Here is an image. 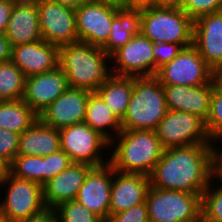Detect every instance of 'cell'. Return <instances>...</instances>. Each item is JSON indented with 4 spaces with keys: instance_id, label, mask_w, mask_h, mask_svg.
Segmentation results:
<instances>
[{
    "instance_id": "cell-1",
    "label": "cell",
    "mask_w": 222,
    "mask_h": 222,
    "mask_svg": "<svg viewBox=\"0 0 222 222\" xmlns=\"http://www.w3.org/2000/svg\"><path fill=\"white\" fill-rule=\"evenodd\" d=\"M150 186L202 194L213 177L212 145L194 144L164 149L149 175Z\"/></svg>"
},
{
    "instance_id": "cell-2",
    "label": "cell",
    "mask_w": 222,
    "mask_h": 222,
    "mask_svg": "<svg viewBox=\"0 0 222 222\" xmlns=\"http://www.w3.org/2000/svg\"><path fill=\"white\" fill-rule=\"evenodd\" d=\"M110 150L109 163L116 172L149 176L164 148L155 131L122 130L110 142Z\"/></svg>"
},
{
    "instance_id": "cell-3",
    "label": "cell",
    "mask_w": 222,
    "mask_h": 222,
    "mask_svg": "<svg viewBox=\"0 0 222 222\" xmlns=\"http://www.w3.org/2000/svg\"><path fill=\"white\" fill-rule=\"evenodd\" d=\"M59 66L66 74L69 87L92 92L112 75L106 52L80 41L59 47Z\"/></svg>"
},
{
    "instance_id": "cell-4",
    "label": "cell",
    "mask_w": 222,
    "mask_h": 222,
    "mask_svg": "<svg viewBox=\"0 0 222 222\" xmlns=\"http://www.w3.org/2000/svg\"><path fill=\"white\" fill-rule=\"evenodd\" d=\"M167 112L165 91L159 79L155 75L133 77V92L121 120L122 130L155 131Z\"/></svg>"
},
{
    "instance_id": "cell-5",
    "label": "cell",
    "mask_w": 222,
    "mask_h": 222,
    "mask_svg": "<svg viewBox=\"0 0 222 222\" xmlns=\"http://www.w3.org/2000/svg\"><path fill=\"white\" fill-rule=\"evenodd\" d=\"M194 21L179 6H141L140 32L154 43L193 45Z\"/></svg>"
},
{
    "instance_id": "cell-6",
    "label": "cell",
    "mask_w": 222,
    "mask_h": 222,
    "mask_svg": "<svg viewBox=\"0 0 222 222\" xmlns=\"http://www.w3.org/2000/svg\"><path fill=\"white\" fill-rule=\"evenodd\" d=\"M0 187L6 188L4 199L0 200V215L8 222L24 221L46 208L43 186L39 183L17 178L6 171L0 178Z\"/></svg>"
},
{
    "instance_id": "cell-7",
    "label": "cell",
    "mask_w": 222,
    "mask_h": 222,
    "mask_svg": "<svg viewBox=\"0 0 222 222\" xmlns=\"http://www.w3.org/2000/svg\"><path fill=\"white\" fill-rule=\"evenodd\" d=\"M149 222H182L201 214V194L149 187L146 194Z\"/></svg>"
},
{
    "instance_id": "cell-8",
    "label": "cell",
    "mask_w": 222,
    "mask_h": 222,
    "mask_svg": "<svg viewBox=\"0 0 222 222\" xmlns=\"http://www.w3.org/2000/svg\"><path fill=\"white\" fill-rule=\"evenodd\" d=\"M59 135L61 150L68 154L72 162L85 163L92 167L109 162L105 152H108L110 142L85 122L63 127L59 129Z\"/></svg>"
},
{
    "instance_id": "cell-9",
    "label": "cell",
    "mask_w": 222,
    "mask_h": 222,
    "mask_svg": "<svg viewBox=\"0 0 222 222\" xmlns=\"http://www.w3.org/2000/svg\"><path fill=\"white\" fill-rule=\"evenodd\" d=\"M164 149L194 144H211L205 121L195 114L168 110L156 130Z\"/></svg>"
},
{
    "instance_id": "cell-10",
    "label": "cell",
    "mask_w": 222,
    "mask_h": 222,
    "mask_svg": "<svg viewBox=\"0 0 222 222\" xmlns=\"http://www.w3.org/2000/svg\"><path fill=\"white\" fill-rule=\"evenodd\" d=\"M214 70L191 45L183 48L169 63L158 69L155 76L162 85L199 86L213 81Z\"/></svg>"
},
{
    "instance_id": "cell-11",
    "label": "cell",
    "mask_w": 222,
    "mask_h": 222,
    "mask_svg": "<svg viewBox=\"0 0 222 222\" xmlns=\"http://www.w3.org/2000/svg\"><path fill=\"white\" fill-rule=\"evenodd\" d=\"M111 73L117 76L143 77L155 75L152 41L141 32L110 56ZM115 65V66H114Z\"/></svg>"
},
{
    "instance_id": "cell-12",
    "label": "cell",
    "mask_w": 222,
    "mask_h": 222,
    "mask_svg": "<svg viewBox=\"0 0 222 222\" xmlns=\"http://www.w3.org/2000/svg\"><path fill=\"white\" fill-rule=\"evenodd\" d=\"M42 39L61 47L79 41L75 8L51 0H36Z\"/></svg>"
},
{
    "instance_id": "cell-13",
    "label": "cell",
    "mask_w": 222,
    "mask_h": 222,
    "mask_svg": "<svg viewBox=\"0 0 222 222\" xmlns=\"http://www.w3.org/2000/svg\"><path fill=\"white\" fill-rule=\"evenodd\" d=\"M120 7L87 1L75 8L76 31L79 41L102 47L108 41L113 19Z\"/></svg>"
},
{
    "instance_id": "cell-14",
    "label": "cell",
    "mask_w": 222,
    "mask_h": 222,
    "mask_svg": "<svg viewBox=\"0 0 222 222\" xmlns=\"http://www.w3.org/2000/svg\"><path fill=\"white\" fill-rule=\"evenodd\" d=\"M91 93L86 89L69 87L43 110L39 119L55 129L83 123Z\"/></svg>"
},
{
    "instance_id": "cell-15",
    "label": "cell",
    "mask_w": 222,
    "mask_h": 222,
    "mask_svg": "<svg viewBox=\"0 0 222 222\" xmlns=\"http://www.w3.org/2000/svg\"><path fill=\"white\" fill-rule=\"evenodd\" d=\"M112 176L113 167L109 162L92 167L76 197L80 204L94 212L104 222L109 217Z\"/></svg>"
},
{
    "instance_id": "cell-16",
    "label": "cell",
    "mask_w": 222,
    "mask_h": 222,
    "mask_svg": "<svg viewBox=\"0 0 222 222\" xmlns=\"http://www.w3.org/2000/svg\"><path fill=\"white\" fill-rule=\"evenodd\" d=\"M69 88L66 74L60 66L32 75L25 80L23 101L38 115Z\"/></svg>"
},
{
    "instance_id": "cell-17",
    "label": "cell",
    "mask_w": 222,
    "mask_h": 222,
    "mask_svg": "<svg viewBox=\"0 0 222 222\" xmlns=\"http://www.w3.org/2000/svg\"><path fill=\"white\" fill-rule=\"evenodd\" d=\"M193 46L213 70L222 64V11L194 20Z\"/></svg>"
},
{
    "instance_id": "cell-18",
    "label": "cell",
    "mask_w": 222,
    "mask_h": 222,
    "mask_svg": "<svg viewBox=\"0 0 222 222\" xmlns=\"http://www.w3.org/2000/svg\"><path fill=\"white\" fill-rule=\"evenodd\" d=\"M10 60L25 77L44 73L59 66V47L39 40L11 47Z\"/></svg>"
},
{
    "instance_id": "cell-19",
    "label": "cell",
    "mask_w": 222,
    "mask_h": 222,
    "mask_svg": "<svg viewBox=\"0 0 222 222\" xmlns=\"http://www.w3.org/2000/svg\"><path fill=\"white\" fill-rule=\"evenodd\" d=\"M4 34L11 47L42 40L36 0L15 1Z\"/></svg>"
},
{
    "instance_id": "cell-20",
    "label": "cell",
    "mask_w": 222,
    "mask_h": 222,
    "mask_svg": "<svg viewBox=\"0 0 222 222\" xmlns=\"http://www.w3.org/2000/svg\"><path fill=\"white\" fill-rule=\"evenodd\" d=\"M150 178L144 174L120 173L113 169L109 215L144 203Z\"/></svg>"
},
{
    "instance_id": "cell-21",
    "label": "cell",
    "mask_w": 222,
    "mask_h": 222,
    "mask_svg": "<svg viewBox=\"0 0 222 222\" xmlns=\"http://www.w3.org/2000/svg\"><path fill=\"white\" fill-rule=\"evenodd\" d=\"M168 110L195 114L207 120L213 81L199 86L163 85Z\"/></svg>"
},
{
    "instance_id": "cell-22",
    "label": "cell",
    "mask_w": 222,
    "mask_h": 222,
    "mask_svg": "<svg viewBox=\"0 0 222 222\" xmlns=\"http://www.w3.org/2000/svg\"><path fill=\"white\" fill-rule=\"evenodd\" d=\"M92 166L74 163L43 185V199L46 208H56L65 201L75 200L79 188Z\"/></svg>"
},
{
    "instance_id": "cell-23",
    "label": "cell",
    "mask_w": 222,
    "mask_h": 222,
    "mask_svg": "<svg viewBox=\"0 0 222 222\" xmlns=\"http://www.w3.org/2000/svg\"><path fill=\"white\" fill-rule=\"evenodd\" d=\"M61 149L59 129H55L40 119L19 136L17 155L48 156Z\"/></svg>"
},
{
    "instance_id": "cell-24",
    "label": "cell",
    "mask_w": 222,
    "mask_h": 222,
    "mask_svg": "<svg viewBox=\"0 0 222 222\" xmlns=\"http://www.w3.org/2000/svg\"><path fill=\"white\" fill-rule=\"evenodd\" d=\"M141 7L121 6L113 19L108 41L101 47L110 57L140 33Z\"/></svg>"
},
{
    "instance_id": "cell-25",
    "label": "cell",
    "mask_w": 222,
    "mask_h": 222,
    "mask_svg": "<svg viewBox=\"0 0 222 222\" xmlns=\"http://www.w3.org/2000/svg\"><path fill=\"white\" fill-rule=\"evenodd\" d=\"M84 122L109 142L122 131L121 120L96 92L89 95Z\"/></svg>"
},
{
    "instance_id": "cell-26",
    "label": "cell",
    "mask_w": 222,
    "mask_h": 222,
    "mask_svg": "<svg viewBox=\"0 0 222 222\" xmlns=\"http://www.w3.org/2000/svg\"><path fill=\"white\" fill-rule=\"evenodd\" d=\"M116 116L122 120L133 92V77L111 75L95 91Z\"/></svg>"
},
{
    "instance_id": "cell-27",
    "label": "cell",
    "mask_w": 222,
    "mask_h": 222,
    "mask_svg": "<svg viewBox=\"0 0 222 222\" xmlns=\"http://www.w3.org/2000/svg\"><path fill=\"white\" fill-rule=\"evenodd\" d=\"M39 119V115L23 101H0V128L21 134Z\"/></svg>"
},
{
    "instance_id": "cell-28",
    "label": "cell",
    "mask_w": 222,
    "mask_h": 222,
    "mask_svg": "<svg viewBox=\"0 0 222 222\" xmlns=\"http://www.w3.org/2000/svg\"><path fill=\"white\" fill-rule=\"evenodd\" d=\"M25 80L24 73L11 60L0 63V101L22 99Z\"/></svg>"
},
{
    "instance_id": "cell-29",
    "label": "cell",
    "mask_w": 222,
    "mask_h": 222,
    "mask_svg": "<svg viewBox=\"0 0 222 222\" xmlns=\"http://www.w3.org/2000/svg\"><path fill=\"white\" fill-rule=\"evenodd\" d=\"M7 171L21 179L44 185L43 157L17 155L7 166Z\"/></svg>"
},
{
    "instance_id": "cell-30",
    "label": "cell",
    "mask_w": 222,
    "mask_h": 222,
    "mask_svg": "<svg viewBox=\"0 0 222 222\" xmlns=\"http://www.w3.org/2000/svg\"><path fill=\"white\" fill-rule=\"evenodd\" d=\"M214 180H217L219 186ZM214 180L212 179L201 194V214L204 222H222V180Z\"/></svg>"
},
{
    "instance_id": "cell-31",
    "label": "cell",
    "mask_w": 222,
    "mask_h": 222,
    "mask_svg": "<svg viewBox=\"0 0 222 222\" xmlns=\"http://www.w3.org/2000/svg\"><path fill=\"white\" fill-rule=\"evenodd\" d=\"M59 222H104L94 212L85 208L76 199L65 201L54 208Z\"/></svg>"
},
{
    "instance_id": "cell-32",
    "label": "cell",
    "mask_w": 222,
    "mask_h": 222,
    "mask_svg": "<svg viewBox=\"0 0 222 222\" xmlns=\"http://www.w3.org/2000/svg\"><path fill=\"white\" fill-rule=\"evenodd\" d=\"M205 126L211 139L222 134V86L217 85L214 80L210 108Z\"/></svg>"
},
{
    "instance_id": "cell-33",
    "label": "cell",
    "mask_w": 222,
    "mask_h": 222,
    "mask_svg": "<svg viewBox=\"0 0 222 222\" xmlns=\"http://www.w3.org/2000/svg\"><path fill=\"white\" fill-rule=\"evenodd\" d=\"M179 7L194 21L200 16L222 11V0H181Z\"/></svg>"
},
{
    "instance_id": "cell-34",
    "label": "cell",
    "mask_w": 222,
    "mask_h": 222,
    "mask_svg": "<svg viewBox=\"0 0 222 222\" xmlns=\"http://www.w3.org/2000/svg\"><path fill=\"white\" fill-rule=\"evenodd\" d=\"M71 163L68 154L61 149L48 156H43L44 184L67 169Z\"/></svg>"
},
{
    "instance_id": "cell-35",
    "label": "cell",
    "mask_w": 222,
    "mask_h": 222,
    "mask_svg": "<svg viewBox=\"0 0 222 222\" xmlns=\"http://www.w3.org/2000/svg\"><path fill=\"white\" fill-rule=\"evenodd\" d=\"M19 136L17 132L0 128V161L6 167L17 156Z\"/></svg>"
},
{
    "instance_id": "cell-36",
    "label": "cell",
    "mask_w": 222,
    "mask_h": 222,
    "mask_svg": "<svg viewBox=\"0 0 222 222\" xmlns=\"http://www.w3.org/2000/svg\"><path fill=\"white\" fill-rule=\"evenodd\" d=\"M184 47L177 43L152 42L155 56V74L160 67L172 61Z\"/></svg>"
},
{
    "instance_id": "cell-37",
    "label": "cell",
    "mask_w": 222,
    "mask_h": 222,
    "mask_svg": "<svg viewBox=\"0 0 222 222\" xmlns=\"http://www.w3.org/2000/svg\"><path fill=\"white\" fill-rule=\"evenodd\" d=\"M105 222H149L146 201L139 205L133 206L126 211L109 215Z\"/></svg>"
},
{
    "instance_id": "cell-38",
    "label": "cell",
    "mask_w": 222,
    "mask_h": 222,
    "mask_svg": "<svg viewBox=\"0 0 222 222\" xmlns=\"http://www.w3.org/2000/svg\"><path fill=\"white\" fill-rule=\"evenodd\" d=\"M221 143V144H220ZM219 144V147L216 146ZM212 145V161H213V177H222V134L211 139ZM221 147V148H220Z\"/></svg>"
},
{
    "instance_id": "cell-39",
    "label": "cell",
    "mask_w": 222,
    "mask_h": 222,
    "mask_svg": "<svg viewBox=\"0 0 222 222\" xmlns=\"http://www.w3.org/2000/svg\"><path fill=\"white\" fill-rule=\"evenodd\" d=\"M16 0H0V33H5Z\"/></svg>"
},
{
    "instance_id": "cell-40",
    "label": "cell",
    "mask_w": 222,
    "mask_h": 222,
    "mask_svg": "<svg viewBox=\"0 0 222 222\" xmlns=\"http://www.w3.org/2000/svg\"><path fill=\"white\" fill-rule=\"evenodd\" d=\"M21 222H59L54 208H45L42 212Z\"/></svg>"
},
{
    "instance_id": "cell-41",
    "label": "cell",
    "mask_w": 222,
    "mask_h": 222,
    "mask_svg": "<svg viewBox=\"0 0 222 222\" xmlns=\"http://www.w3.org/2000/svg\"><path fill=\"white\" fill-rule=\"evenodd\" d=\"M11 58V46L4 33H0V63L7 62Z\"/></svg>"
},
{
    "instance_id": "cell-42",
    "label": "cell",
    "mask_w": 222,
    "mask_h": 222,
    "mask_svg": "<svg viewBox=\"0 0 222 222\" xmlns=\"http://www.w3.org/2000/svg\"><path fill=\"white\" fill-rule=\"evenodd\" d=\"M181 0H149V6H179Z\"/></svg>"
},
{
    "instance_id": "cell-43",
    "label": "cell",
    "mask_w": 222,
    "mask_h": 222,
    "mask_svg": "<svg viewBox=\"0 0 222 222\" xmlns=\"http://www.w3.org/2000/svg\"><path fill=\"white\" fill-rule=\"evenodd\" d=\"M122 6H131V7L149 6V0H122Z\"/></svg>"
},
{
    "instance_id": "cell-44",
    "label": "cell",
    "mask_w": 222,
    "mask_h": 222,
    "mask_svg": "<svg viewBox=\"0 0 222 222\" xmlns=\"http://www.w3.org/2000/svg\"><path fill=\"white\" fill-rule=\"evenodd\" d=\"M51 1L58 2L60 4H63L72 8H77L81 4L87 2L88 0H51Z\"/></svg>"
},
{
    "instance_id": "cell-45",
    "label": "cell",
    "mask_w": 222,
    "mask_h": 222,
    "mask_svg": "<svg viewBox=\"0 0 222 222\" xmlns=\"http://www.w3.org/2000/svg\"><path fill=\"white\" fill-rule=\"evenodd\" d=\"M213 80L217 85L222 86V64L214 70Z\"/></svg>"
},
{
    "instance_id": "cell-46",
    "label": "cell",
    "mask_w": 222,
    "mask_h": 222,
    "mask_svg": "<svg viewBox=\"0 0 222 222\" xmlns=\"http://www.w3.org/2000/svg\"><path fill=\"white\" fill-rule=\"evenodd\" d=\"M89 2L107 3L114 6H122V0H88Z\"/></svg>"
},
{
    "instance_id": "cell-47",
    "label": "cell",
    "mask_w": 222,
    "mask_h": 222,
    "mask_svg": "<svg viewBox=\"0 0 222 222\" xmlns=\"http://www.w3.org/2000/svg\"><path fill=\"white\" fill-rule=\"evenodd\" d=\"M182 222H204L202 214H200L198 217L187 220V221H182Z\"/></svg>"
},
{
    "instance_id": "cell-48",
    "label": "cell",
    "mask_w": 222,
    "mask_h": 222,
    "mask_svg": "<svg viewBox=\"0 0 222 222\" xmlns=\"http://www.w3.org/2000/svg\"><path fill=\"white\" fill-rule=\"evenodd\" d=\"M7 171V167L0 161V178L4 175Z\"/></svg>"
},
{
    "instance_id": "cell-49",
    "label": "cell",
    "mask_w": 222,
    "mask_h": 222,
    "mask_svg": "<svg viewBox=\"0 0 222 222\" xmlns=\"http://www.w3.org/2000/svg\"><path fill=\"white\" fill-rule=\"evenodd\" d=\"M0 222H8L3 216L0 215Z\"/></svg>"
}]
</instances>
